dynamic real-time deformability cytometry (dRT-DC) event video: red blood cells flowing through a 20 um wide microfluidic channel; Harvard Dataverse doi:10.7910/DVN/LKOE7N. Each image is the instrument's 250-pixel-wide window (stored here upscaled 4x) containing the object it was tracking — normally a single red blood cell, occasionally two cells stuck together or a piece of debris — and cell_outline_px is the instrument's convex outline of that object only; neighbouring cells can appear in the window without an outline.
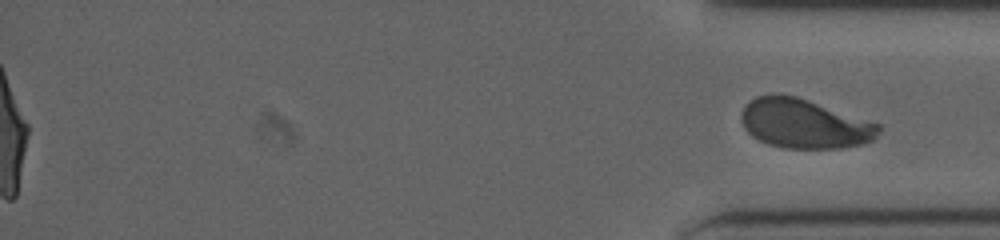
{"species": "human", "species_latin": "Homo sapiens", "temperature_condition": "cold", "stored_images_in_passage": 57, "segment_of_instrument_passage": [2, 2], "camera_frame_rate_fps": 3000, "um_per_image_px": 0.085, "donor": {"sex": "male"}, "frame": {"image": 1, "passage_image": 57, "time_ms": 18.667, "image_size_px": [1000, 240], "cell_outline_px": [[880, 128], [876, 136], [872, 140], [864, 144], [840, 148], [784, 148], [768, 144], [752, 136], [744, 128], [740, 116], [744, 104], [756, 96], [772, 92], [780, 92], [796, 96], [880, 124]], "centroid_in_image_um": [68.31, 10.49], "position_along_channel_um": 366.9, "area_um2": 39.77}}